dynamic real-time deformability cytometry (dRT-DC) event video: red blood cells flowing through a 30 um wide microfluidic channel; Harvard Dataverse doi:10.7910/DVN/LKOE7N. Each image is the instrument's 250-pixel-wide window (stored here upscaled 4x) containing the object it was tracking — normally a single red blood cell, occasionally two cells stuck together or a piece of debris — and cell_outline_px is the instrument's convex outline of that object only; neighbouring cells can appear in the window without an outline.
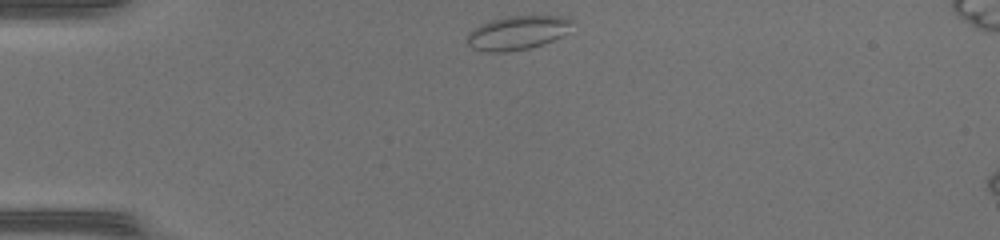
{"species": "common noctule bat (a hibernating species)", "species_latin": "Nyctalus noctula", "temperature_condition": "warm", "stored_images_in_passage": 38, "camera_frame_rate_fps": 3000, "um_per_image_px": 0.085, "animal": {"sex": "female", "body_mass_g": 17.0, "forearm_length_mm": 48.0}, "frame": {"image": 1, "passage_image": 1, "time_ms": 0.0, "image_size_px": [1000, 240], "cell_outline_px": [[572, 20], [560, 36], [552, 40], [528, 48], [504, 52], [488, 52], [472, 48], [468, 44], [468, 32], [480, 24], [488, 20], [508, 16], [568, 16]], "centroid_in_image_um": [43.9, 2.77], "position_along_channel_um": 41.1, "area_um2": 20.29}}
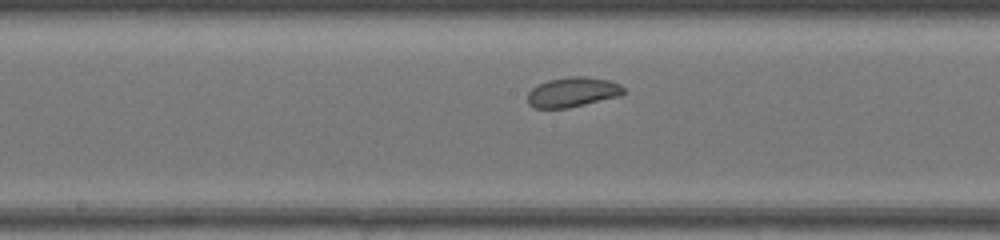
{"frame": {"image": 2, "passage_image": 15, "time_ms": 4.667, "image_size_px": [1000, 240], "cell_outline_px": [[624, 92], [620, 96], [568, 108], [536, 108], [528, 104], [528, 92], [532, 88], [548, 80], [568, 76], [584, 76], [608, 80], [620, 84], [624, 88]], "centroid_in_image_um": [48.67, 7.83], "position_along_channel_um": 199.5, "area_um2": 16.65}}
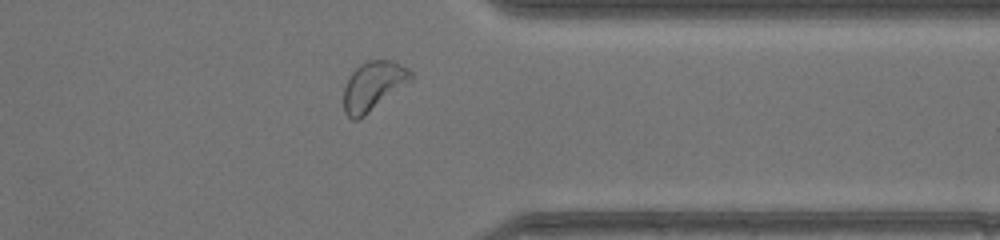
{"frame": {"image": 3, "passage_image": 28, "time_ms": 9.0, "image_size_px": [1000, 240], "cell_outline_px": [[412, 80], [364, 116], [356, 120], [352, 120], [344, 112], [344, 88], [348, 76], [360, 64], [368, 60], [392, 60], [408, 68], [412, 72]], "centroid_in_image_um": [31.71, 7.3], "position_along_channel_um": 379.7, "area_um2": 19.13}, "authors_computed_cell_mechanics": {"area_um2": 18.1492, "velocity_mm_per_s": 4.265, "shape_relaxation_time_tau1_ms": null, "shape_relaxation_time_tau2_ms": 2.839, "deformation_change_tau1": null, "deformation_change_tau2": 0.0886}}